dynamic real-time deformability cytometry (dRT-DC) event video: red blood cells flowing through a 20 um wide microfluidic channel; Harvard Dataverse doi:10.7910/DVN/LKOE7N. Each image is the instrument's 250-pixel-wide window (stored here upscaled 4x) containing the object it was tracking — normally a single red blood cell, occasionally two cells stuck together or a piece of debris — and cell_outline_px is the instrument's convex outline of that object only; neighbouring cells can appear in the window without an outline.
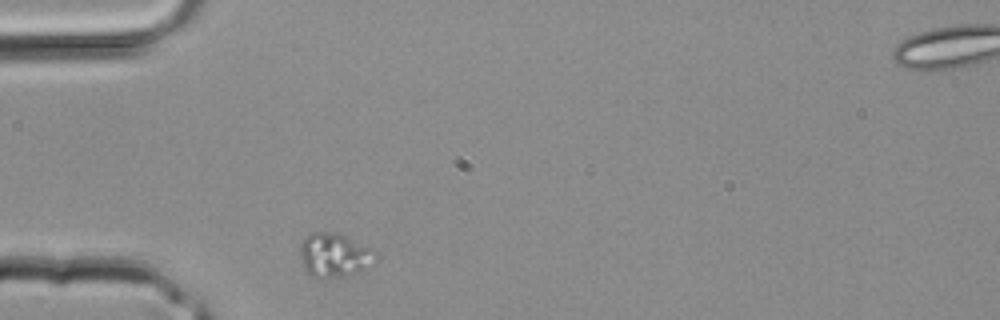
{"species": "common noctule bat (a hibernating species)", "species_latin": "Nyctalus noctula", "temperature_condition": "room temperature", "stored_images_in_passage": 2, "camera_frame_rate_fps": 3000, "um_per_image_px": 0.085, "animal": {"sex": "male", "body_mass_g": 20.4}, "frame": {"image": 1, "passage_image": 1, "time_ms": 0.0, "image_size_px": [1000, 320], "cell_outline_px": [[376, 256], [364, 268], [356, 272], [344, 276], [324, 280], [312, 276], [304, 268], [300, 256], [300, 244], [304, 236], [308, 232], [328, 232], [344, 236], [372, 248], [376, 252]], "centroid_in_image_um": [28.34, 21.69], "position_along_channel_um": 56.7, "area_um2": 19.19}}